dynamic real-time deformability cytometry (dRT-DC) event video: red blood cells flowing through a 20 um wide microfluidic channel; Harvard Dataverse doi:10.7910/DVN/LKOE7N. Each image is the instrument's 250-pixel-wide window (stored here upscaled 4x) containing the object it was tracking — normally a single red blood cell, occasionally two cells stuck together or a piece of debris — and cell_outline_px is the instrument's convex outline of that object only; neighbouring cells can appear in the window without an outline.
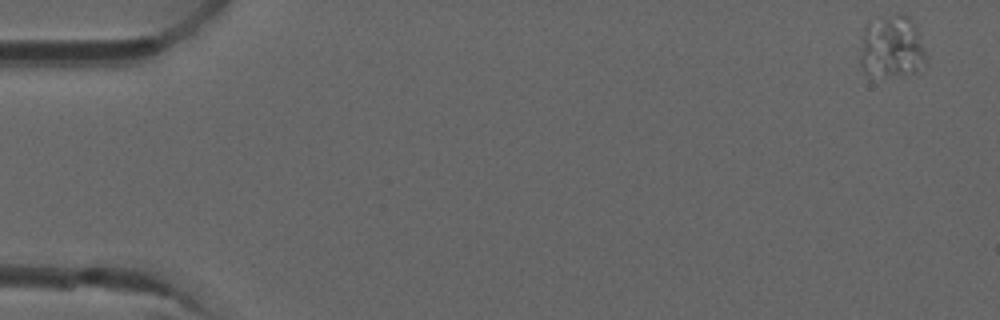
{"species": "common noctule bat (a hibernating species)", "species_latin": "Nyctalus noctula", "temperature_condition": "room temperature", "stored_images_in_passage": 53, "camera_frame_rate_fps": 3000, "um_per_image_px": 0.085, "animal": {"sex": "male", "forearm_length_mm": 52.5}, "frame": {"image": 1, "passage_image": 1, "time_ms": 0.0, "image_size_px": [1000, 320], "cell_outline_px": [[928, 64], [916, 72], [868, 76], [860, 68], [860, 52], [864, 28], [868, 20], [900, 12], [904, 12], [912, 20], [916, 28]], "centroid_in_image_um": [75.77, 3.94], "position_along_channel_um": 9.2, "area_um2": 24.22}}
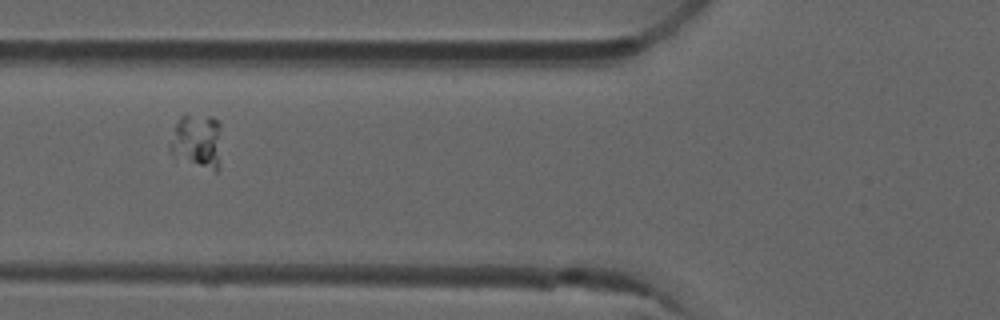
{"frame": {"image": 2, "passage_image": 20, "time_ms": 6.333, "image_size_px": [1000, 320], "cell_outline_px": [[220, 168], [216, 172], [168, 152], [168, 144], [176, 124], [180, 116], [188, 112], [212, 116], [220, 120]], "centroid_in_image_um": [16.77, 11.91], "position_along_channel_um": 109.0, "area_um2": 16.7}}
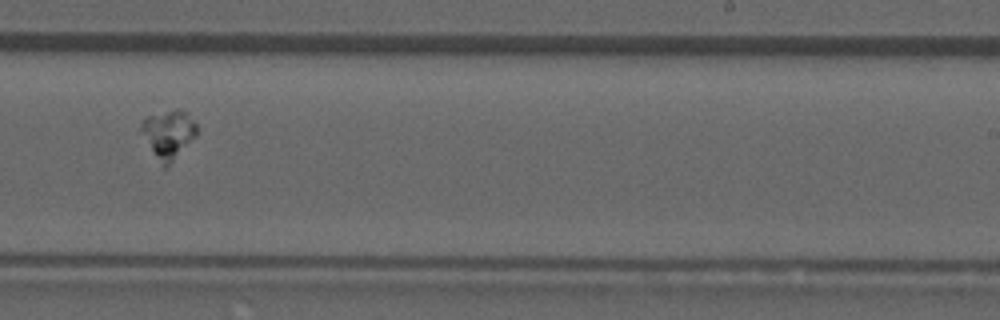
{"frame": {"image": 3, "passage_image": 33, "time_ms": 10.667, "image_size_px": [1000, 320], "cell_outline_px": [[196, 136], [164, 168], [140, 132], [140, 120], [148, 116], [168, 112], [188, 112], [196, 124]], "centroid_in_image_um": [14.29, 11.39], "position_along_channel_um": 274.7, "area_um2": 14.85}}